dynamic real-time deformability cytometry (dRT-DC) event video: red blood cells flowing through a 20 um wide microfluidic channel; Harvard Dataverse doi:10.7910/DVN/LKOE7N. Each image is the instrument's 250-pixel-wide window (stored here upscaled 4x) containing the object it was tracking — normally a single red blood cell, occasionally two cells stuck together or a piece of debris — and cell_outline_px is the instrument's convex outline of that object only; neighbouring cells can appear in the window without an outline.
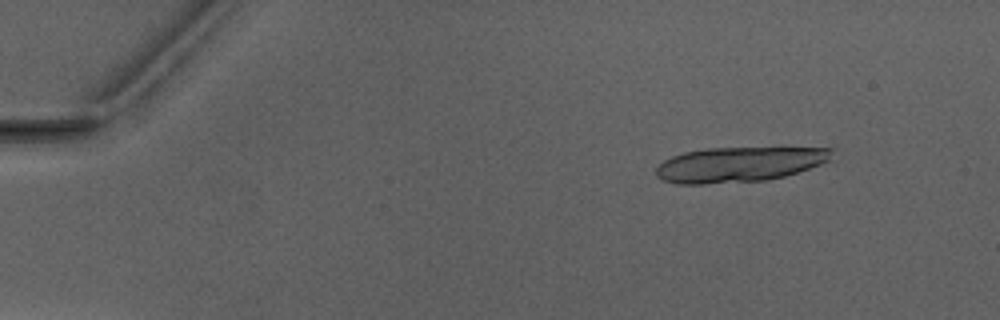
{"species": "Egyptian fruit bat (a non-hibernating species)", "species_latin": "Rousettus aegyptiacus", "temperature_condition": "warm", "stored_images_in_passage": 5, "camera_frame_rate_fps": 3000, "um_per_image_px": 0.085, "animal": {"sex": "male"}, "frame": {"image": 1, "passage_image": 2, "time_ms": 1.0, "image_size_px": [1000, 320], "cell_outline_px": [[832, 160], [784, 176], [768, 180], [704, 184], [676, 184], [664, 180], [656, 176], [656, 168], [664, 160], [672, 156], [684, 152], [708, 148], [832, 148]], "centroid_in_image_um": [62.8, 13.98], "position_along_channel_um": 22.2, "area_um2": 35.72}}